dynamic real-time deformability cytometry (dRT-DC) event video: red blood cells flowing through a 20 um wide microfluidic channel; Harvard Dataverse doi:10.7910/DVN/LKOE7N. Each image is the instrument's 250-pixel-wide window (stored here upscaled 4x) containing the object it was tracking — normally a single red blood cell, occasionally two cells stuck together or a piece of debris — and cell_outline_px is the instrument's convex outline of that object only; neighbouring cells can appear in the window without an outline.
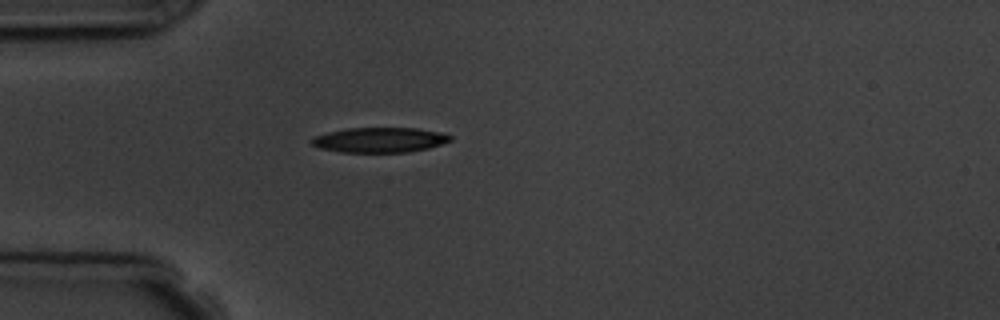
{"species": "common noctule bat (a hibernating species)", "species_latin": "Nyctalus noctula", "temperature_condition": "room temperature", "stored_images_in_passage": 5, "camera_frame_rate_fps": 3000, "um_per_image_px": 0.085, "animal": {"sex": "male", "body_mass_g": 19.5, "forearm_length_mm": 54.6}, "frame": {"image": 1, "passage_image": 5, "time_ms": 4.667, "image_size_px": [1000, 320], "cell_outline_px": [[452, 140], [428, 148], [408, 152], [340, 152], [320, 148], [312, 144], [308, 140], [316, 136], [328, 132], [348, 128], [416, 128], [440, 132], [452, 136]], "centroid_in_image_um": [32.26, 11.89], "position_along_channel_um": 52.7, "area_um2": 20.11}}